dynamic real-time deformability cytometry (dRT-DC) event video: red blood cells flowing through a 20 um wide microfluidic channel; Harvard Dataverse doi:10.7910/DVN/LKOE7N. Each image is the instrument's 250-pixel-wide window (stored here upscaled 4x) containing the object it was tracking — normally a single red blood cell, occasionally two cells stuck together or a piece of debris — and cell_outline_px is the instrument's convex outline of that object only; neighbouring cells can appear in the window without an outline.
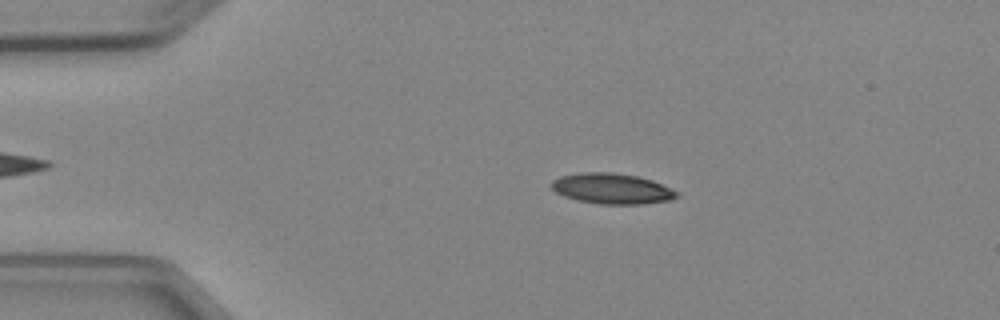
{"species": "Egyptian fruit bat (a non-hibernating species)", "species_latin": "Rousettus aegyptiacus", "temperature_condition": "cold", "stored_images_in_passage": 4, "camera_frame_rate_fps": 3000, "um_per_image_px": 0.085, "animal": {"sex": "female"}, "frame": {"image": 1, "passage_image": 3, "time_ms": 2.0, "image_size_px": [1000, 320], "cell_outline_px": [[680, 196], [668, 200], [640, 204], [600, 204], [580, 200], [564, 196], [556, 192], [552, 188], [552, 180], [560, 176], [580, 172], [612, 172], [636, 176], [652, 180], [680, 192]], "centroid_in_image_um": [52.03, 16.02], "position_along_channel_um": 33.0, "area_um2": 22.2}}